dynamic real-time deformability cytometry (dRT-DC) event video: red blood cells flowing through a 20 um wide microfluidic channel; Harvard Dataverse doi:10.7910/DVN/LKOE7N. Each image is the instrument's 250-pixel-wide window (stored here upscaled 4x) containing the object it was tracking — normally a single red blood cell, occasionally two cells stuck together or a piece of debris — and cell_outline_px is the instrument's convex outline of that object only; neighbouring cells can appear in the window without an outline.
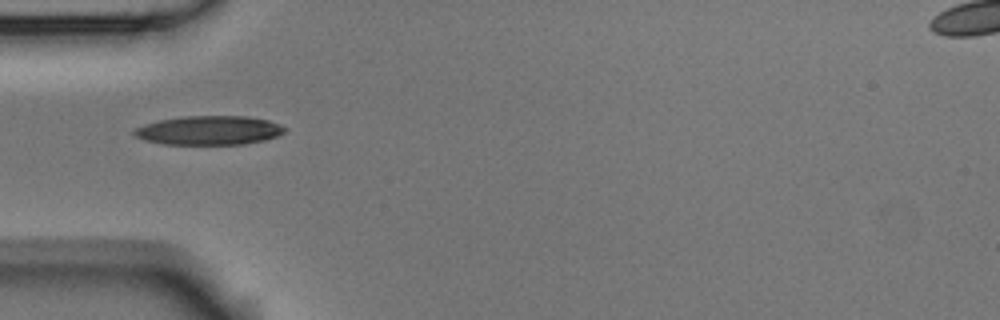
{"species": "Egyptian fruit bat (a non-hibernating species)", "species_latin": "Rousettus aegyptiacus", "temperature_condition": "room temperature", "stored_images_in_passage": 5, "camera_frame_rate_fps": 3000, "um_per_image_px": 0.085, "animal": {"sex": "male"}, "frame": {"image": 1, "passage_image": 5, "time_ms": 1.333, "image_size_px": [1000, 320], "cell_outline_px": [[288, 128], [284, 132], [276, 136], [264, 140], [244, 144], [164, 144], [144, 140], [132, 136], [132, 132], [136, 128], [144, 124], [160, 120], [184, 116], [248, 116], [268, 120], [280, 124]], "centroid_in_image_um": [17.76, 11.08], "position_along_channel_um": 67.2, "area_um2": 25.55}}